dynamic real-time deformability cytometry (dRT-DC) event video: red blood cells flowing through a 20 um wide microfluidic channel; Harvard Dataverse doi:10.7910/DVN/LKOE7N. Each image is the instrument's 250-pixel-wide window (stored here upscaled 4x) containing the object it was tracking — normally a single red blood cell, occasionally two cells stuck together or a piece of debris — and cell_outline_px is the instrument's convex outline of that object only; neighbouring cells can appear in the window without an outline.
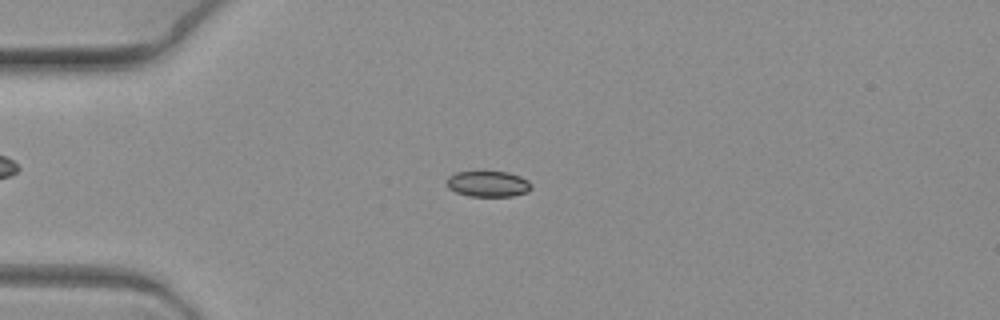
{"species": "common noctule bat (a hibernating species)", "species_latin": "Nyctalus noctula", "temperature_condition": "warm", "stored_images_in_passage": 6, "camera_frame_rate_fps": 3000, "um_per_image_px": 0.085, "animal": {"sex": "female", "body_mass_g": 19.3, "forearm_length_mm": 54.1}, "frame": {"image": 1, "passage_image": 4, "time_ms": 1.0, "image_size_px": [1000, 320], "cell_outline_px": [[532, 188], [528, 192], [512, 196], [468, 196], [456, 192], [448, 188], [448, 176], [456, 172], [508, 172], [520, 176], [528, 180], [532, 184]], "centroid_in_image_um": [41.52, 15.63], "position_along_channel_um": 43.5, "area_um2": 12.72}}
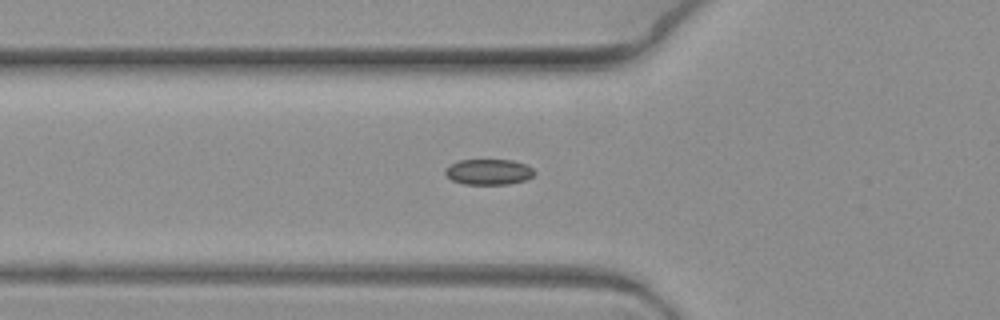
{"frame": {"image": 2, "passage_image": 6, "time_ms": 1.667, "image_size_px": [1000, 320], "cell_outline_px": [[536, 172], [532, 176], [524, 180], [508, 184], [464, 184], [452, 180], [444, 172], [444, 168], [460, 160], [512, 160], [524, 164], [532, 168]], "centroid_in_image_um": [41.52, 14.61], "position_along_channel_um": 84.3, "area_um2": 13.18}}